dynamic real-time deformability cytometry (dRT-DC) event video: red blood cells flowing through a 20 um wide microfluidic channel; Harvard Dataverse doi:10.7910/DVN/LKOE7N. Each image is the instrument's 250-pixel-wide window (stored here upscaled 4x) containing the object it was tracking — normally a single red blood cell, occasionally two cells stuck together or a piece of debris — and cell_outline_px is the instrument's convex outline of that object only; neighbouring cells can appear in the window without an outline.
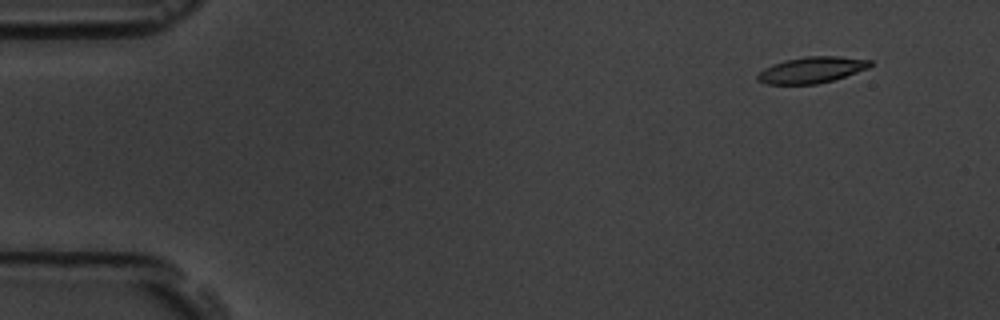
{"species": "common noctule bat (a hibernating species)", "species_latin": "Nyctalus noctula", "temperature_condition": "room temperature", "stored_images_in_passage": 6, "camera_frame_rate_fps": 3000, "um_per_image_px": 0.085, "animal": {"sex": "male", "body_mass_g": 19.5, "forearm_length_mm": 54.6}, "frame": {"image": 1, "passage_image": 1, "time_ms": 0.0, "image_size_px": [1000, 320], "cell_outline_px": [[872, 64], [868, 68], [832, 80], [816, 84], [768, 84], [756, 80], [756, 76], [764, 68], [772, 64], [784, 60], [804, 56], [840, 56], [872, 60]], "centroid_in_image_um": [68.97, 5.93], "position_along_channel_um": 16.0, "area_um2": 17.17}}
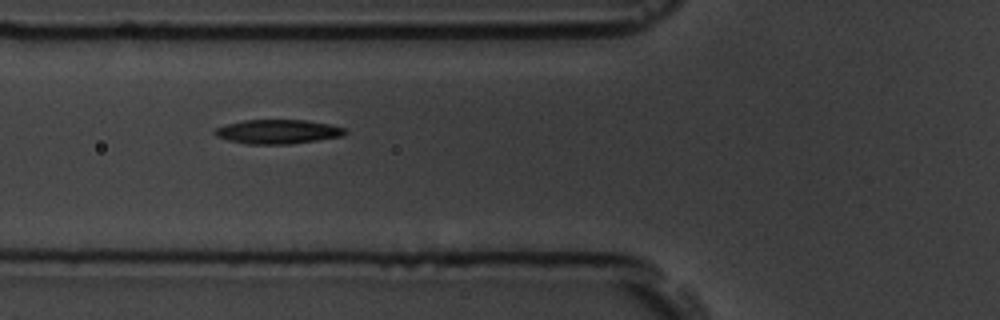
{"frame": {"image": 2, "passage_image": 5, "time_ms": 5.333, "image_size_px": [1000, 320], "cell_outline_px": [[348, 132], [344, 136], [288, 144], [248, 144], [228, 140], [216, 136], [212, 132], [216, 128], [228, 124], [244, 120], [304, 120], [328, 124], [344, 128]], "centroid_in_image_um": [23.6, 11.19], "position_along_channel_um": 102.2, "area_um2": 18.21}}
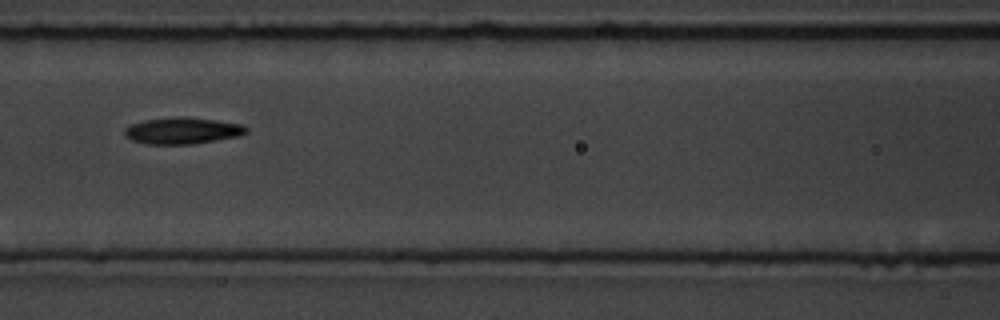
{"frame": {"image": 3, "passage_image": 6, "time_ms": 6.667, "image_size_px": [1000, 320], "cell_outline_px": [[248, 132], [240, 136], [196, 144], [144, 144], [132, 140], [124, 132], [124, 128], [132, 124], [144, 120], [176, 116], [184, 116], [216, 120], [244, 124], [248, 128]], "centroid_in_image_um": [15.56, 11.1], "position_along_channel_um": 151.0, "area_um2": 19.07}}